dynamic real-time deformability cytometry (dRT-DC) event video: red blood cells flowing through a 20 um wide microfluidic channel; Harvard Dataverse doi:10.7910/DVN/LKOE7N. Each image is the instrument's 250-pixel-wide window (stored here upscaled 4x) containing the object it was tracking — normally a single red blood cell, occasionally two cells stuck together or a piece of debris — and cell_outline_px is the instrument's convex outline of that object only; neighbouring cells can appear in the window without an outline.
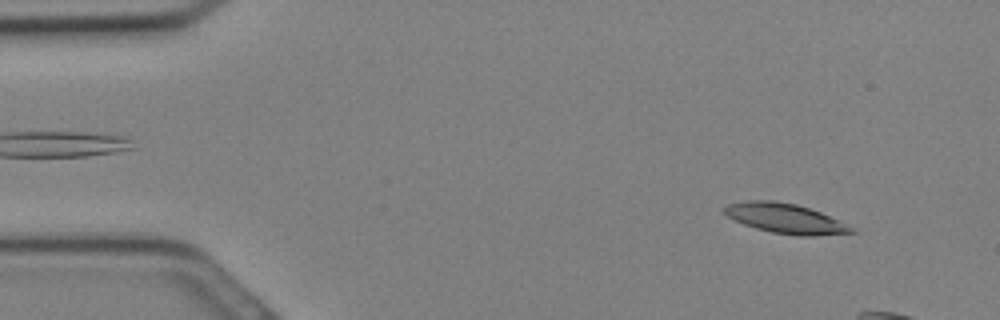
{"species": "Egyptian fruit bat (a non-hibernating species)", "species_latin": "Rousettus aegyptiacus", "temperature_condition": "cold", "stored_images_in_passage": 7, "camera_frame_rate_fps": 3000, "um_per_image_px": 0.085, "animal": {"sex": "female"}, "frame": {"image": 1, "passage_image": 2, "time_ms": 0.333, "image_size_px": [1000, 320], "cell_outline_px": [[856, 232], [816, 236], [796, 236], [772, 232], [756, 228], [744, 224], [728, 216], [720, 208], [728, 204], [748, 200], [772, 200], [796, 204], [820, 212], [852, 228]], "centroid_in_image_um": [66.69, 18.56], "position_along_channel_um": 18.3, "area_um2": 21.79}}